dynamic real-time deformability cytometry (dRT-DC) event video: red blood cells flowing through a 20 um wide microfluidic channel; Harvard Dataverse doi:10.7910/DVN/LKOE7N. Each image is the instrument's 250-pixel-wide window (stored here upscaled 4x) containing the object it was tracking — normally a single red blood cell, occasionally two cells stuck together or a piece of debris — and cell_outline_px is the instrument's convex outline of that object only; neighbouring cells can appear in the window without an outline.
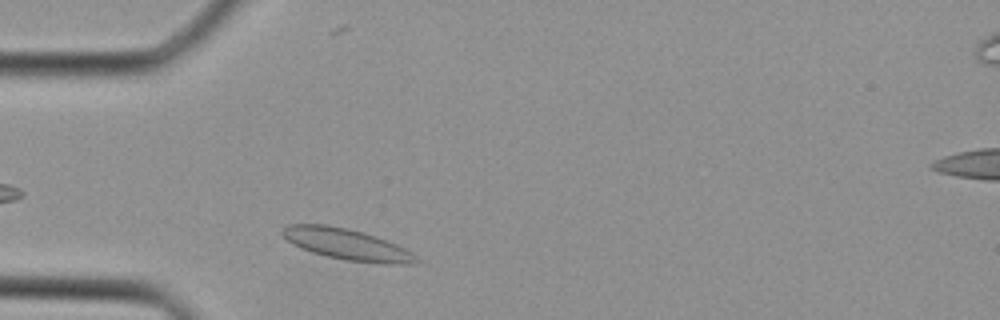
{"species": "Egyptian fruit bat (a non-hibernating species)", "species_latin": "Rousettus aegyptiacus", "temperature_condition": "cold", "stored_images_in_passage": 7, "camera_frame_rate_fps": 3000, "um_per_image_px": 0.085, "animal": {"sex": "female"}, "frame": {"image": 1, "passage_image": 2, "time_ms": 0.333, "image_size_px": [1000, 320], "cell_outline_px": [[420, 260], [412, 264], [380, 264], [344, 260], [312, 252], [300, 248], [292, 244], [280, 232], [280, 228], [288, 224], [328, 224], [364, 232], [376, 236], [396, 244], [412, 252]], "centroid_in_image_um": [29.47, 20.76], "position_along_channel_um": 55.5, "area_um2": 24.51}}
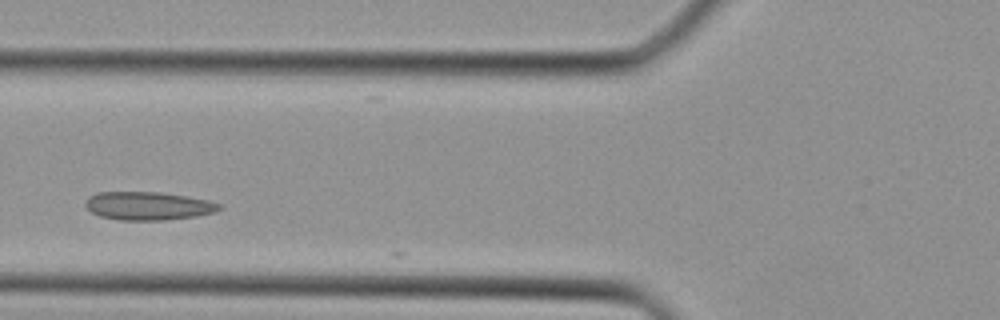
{"frame": {"image": 2, "passage_image": 6, "time_ms": 1.667, "image_size_px": [1000, 320], "cell_outline_px": [[220, 208], [216, 212], [196, 216], [164, 220], [120, 220], [100, 216], [92, 212], [84, 204], [88, 196], [100, 192], [156, 192], [184, 196], [208, 200], [220, 204]], "centroid_in_image_um": [12.57, 17.5], "position_along_channel_um": 113.2, "area_um2": 21.85}}